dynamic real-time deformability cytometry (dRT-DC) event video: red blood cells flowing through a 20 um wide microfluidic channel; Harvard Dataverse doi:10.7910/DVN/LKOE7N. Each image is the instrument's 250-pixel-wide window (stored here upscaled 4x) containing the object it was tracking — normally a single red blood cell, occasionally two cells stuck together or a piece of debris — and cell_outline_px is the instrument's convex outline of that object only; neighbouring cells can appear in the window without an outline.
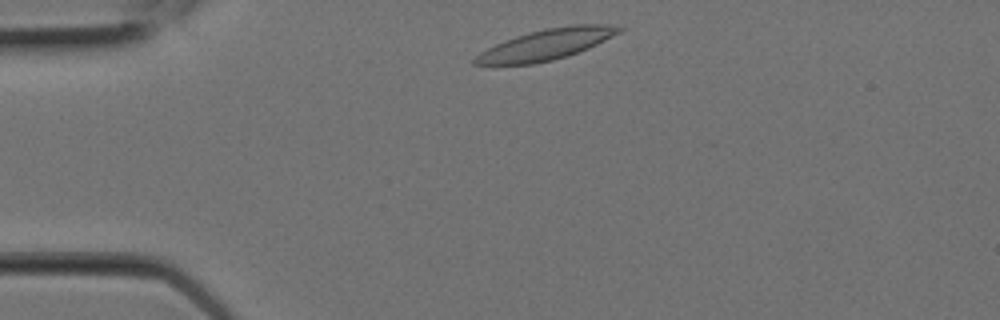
{"species": "Egyptian fruit bat (a non-hibernating species)", "species_latin": "Rousettus aegyptiacus", "temperature_condition": "room temperature", "stored_images_in_passage": 4, "camera_frame_rate_fps": 3000, "um_per_image_px": 0.085, "animal": {"sex": "female"}, "frame": {"image": 1, "passage_image": 1, "time_ms": 0.0, "image_size_px": [1000, 320], "cell_outline_px": [[624, 28], [620, 32], [588, 48], [568, 56], [552, 60], [532, 64], [472, 64], [472, 60], [480, 52], [504, 40], [516, 36], [548, 28], [572, 24], [608, 24]], "centroid_in_image_um": [46.44, 3.77], "position_along_channel_um": 38.6, "area_um2": 25.37}}
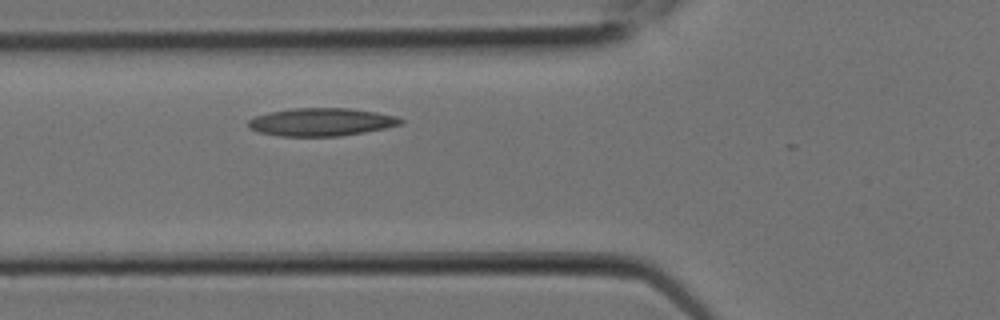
{"frame": {"image": 2, "passage_image": 4, "time_ms": 1.0, "image_size_px": [1000, 320], "cell_outline_px": [[404, 124], [364, 132], [340, 136], [276, 136], [256, 132], [248, 128], [248, 120], [256, 116], [268, 112], [292, 108], [348, 108], [376, 112], [396, 116], [404, 120]], "centroid_in_image_um": [27.28, 10.37], "position_along_channel_um": 98.5, "area_um2": 24.97}}